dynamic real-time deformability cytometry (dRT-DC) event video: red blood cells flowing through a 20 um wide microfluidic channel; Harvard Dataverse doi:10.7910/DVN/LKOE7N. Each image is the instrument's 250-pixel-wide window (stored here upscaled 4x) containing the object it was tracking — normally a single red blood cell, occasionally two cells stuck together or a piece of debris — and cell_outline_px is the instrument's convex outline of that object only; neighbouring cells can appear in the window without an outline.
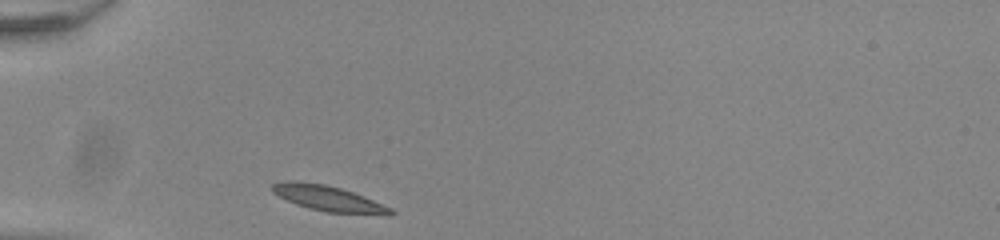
{"species": "common noctule bat (a hibernating species)", "species_latin": "Nyctalus noctula", "temperature_condition": "room temperature", "stored_images_in_passage": 29, "camera_frame_rate_fps": 3000, "um_per_image_px": 0.085, "animal": {"sex": "male", "body_mass_g": 20.0, "forearm_length_mm": 53.3}, "frame": {"image": 1, "passage_image": 1, "time_ms": 0.0, "image_size_px": [1000, 240], "cell_outline_px": [[396, 212], [392, 216], [384, 216], [328, 212], [308, 208], [296, 204], [272, 192], [272, 184], [284, 180], [296, 180], [324, 184], [340, 188], [364, 196], [392, 208]], "centroid_in_image_um": [27.98, 16.88], "position_along_channel_um": 57.0, "area_um2": 17.86}}
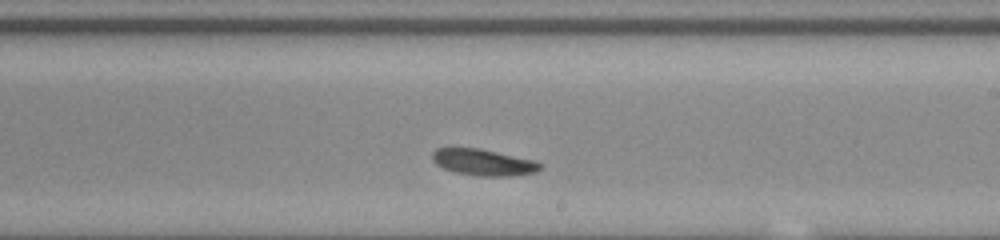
{"frame": {"image": 2, "passage_image": 17, "time_ms": 5.333, "image_size_px": [1000, 240], "cell_outline_px": [[544, 168], [536, 172], [508, 176], [476, 176], [456, 172], [444, 168], [436, 164], [432, 160], [432, 152], [436, 148], [480, 148], [536, 160], [544, 164]], "centroid_in_image_um": [41.14, 13.79], "position_along_channel_um": 247.9, "area_um2": 16.82}}
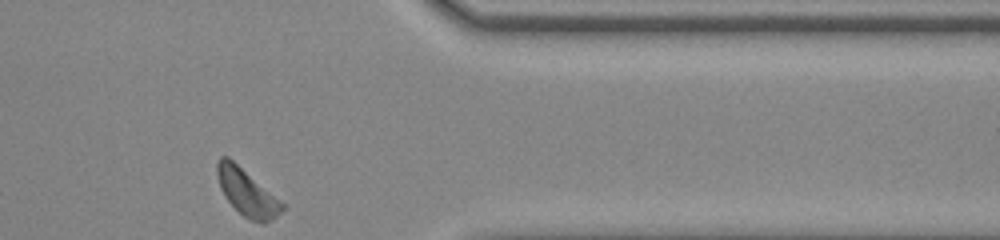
{"frame": {"image": 3, "passage_image": 29, "time_ms": 9.333, "image_size_px": [1000, 240], "cell_outline_px": [[284, 208], [272, 220], [264, 224], [260, 224], [244, 216], [224, 196], [220, 188], [216, 172], [216, 164], [220, 156], [228, 156], [280, 200], [284, 204]], "centroid_in_image_um": [20.97, 16.35], "position_along_channel_um": 390.4, "area_um2": 17.46}, "authors_computed_cell_mechanics": {"area_um2": 17.2822, "velocity_mm_per_s": 3.8459, "shape_relaxation_time_tau1_ms": 3.1025, "shape_relaxation_time_tau2_ms": null, "deformation_change_tau1": 0.0969, "deformation_change_tau2": null}}